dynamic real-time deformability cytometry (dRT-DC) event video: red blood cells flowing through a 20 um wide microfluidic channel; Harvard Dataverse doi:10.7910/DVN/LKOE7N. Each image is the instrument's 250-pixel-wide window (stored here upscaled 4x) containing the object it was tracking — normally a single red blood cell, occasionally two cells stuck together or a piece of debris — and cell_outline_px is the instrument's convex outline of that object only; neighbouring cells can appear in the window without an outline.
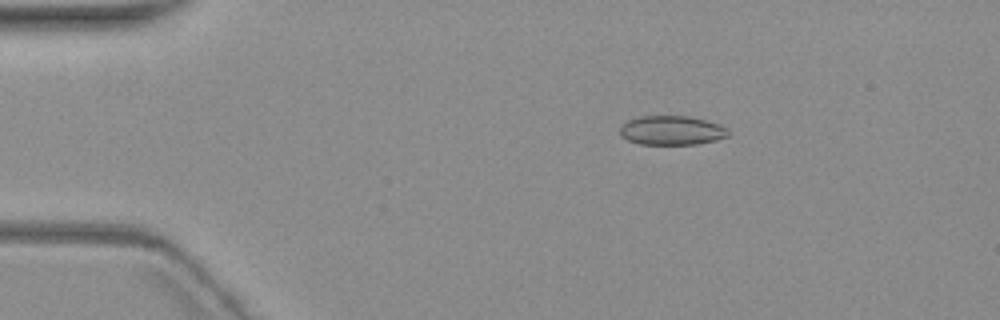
{"species": "common noctule bat (a hibernating species)", "species_latin": "Nyctalus noctula", "temperature_condition": "warm", "stored_images_in_passage": 5, "camera_frame_rate_fps": 3000, "um_per_image_px": 0.085, "animal": {"sex": "female", "body_mass_g": 19.3, "forearm_length_mm": 54.1}, "frame": {"image": 1, "passage_image": 3, "time_ms": 2.333, "image_size_px": [1000, 320], "cell_outline_px": [[728, 136], [716, 140], [696, 144], [640, 144], [628, 140], [620, 136], [620, 124], [628, 120], [640, 116], [688, 116], [720, 124], [728, 128]], "centroid_in_image_um": [57.07, 11.08], "position_along_channel_um": 27.9, "area_um2": 18.5}}